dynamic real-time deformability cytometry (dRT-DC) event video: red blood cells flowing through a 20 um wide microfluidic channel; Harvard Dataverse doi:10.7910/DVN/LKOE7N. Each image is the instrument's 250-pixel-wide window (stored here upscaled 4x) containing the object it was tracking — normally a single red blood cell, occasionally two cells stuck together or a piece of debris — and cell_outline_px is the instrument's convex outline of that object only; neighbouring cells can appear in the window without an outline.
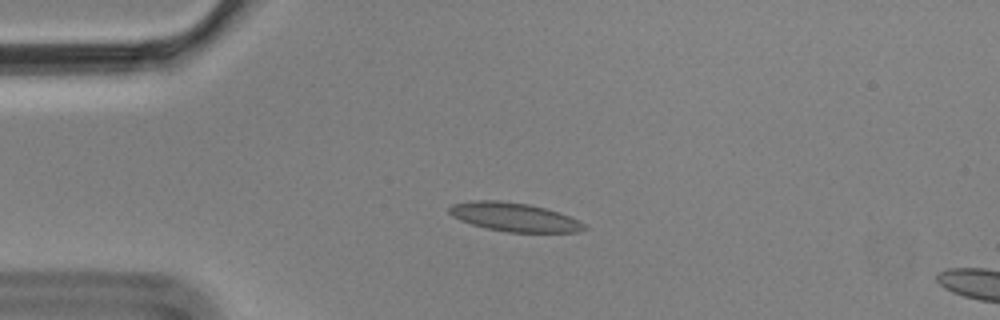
{"species": "Egyptian fruit bat (a non-hibernating species)", "species_latin": "Rousettus aegyptiacus", "temperature_condition": "cold", "stored_images_in_passage": 4, "camera_frame_rate_fps": 3000, "um_per_image_px": 0.085, "animal": {"sex": "male"}, "frame": {"image": 1, "passage_image": 3, "time_ms": 0.667, "image_size_px": [1000, 320], "cell_outline_px": [[588, 228], [580, 232], [508, 232], [488, 228], [472, 224], [460, 220], [452, 216], [448, 212], [448, 208], [452, 204], [472, 200], [500, 200], [528, 204], [544, 208], [568, 216], [584, 224]], "centroid_in_image_um": [43.67, 18.44], "position_along_channel_um": 41.3, "area_um2": 22.37}}